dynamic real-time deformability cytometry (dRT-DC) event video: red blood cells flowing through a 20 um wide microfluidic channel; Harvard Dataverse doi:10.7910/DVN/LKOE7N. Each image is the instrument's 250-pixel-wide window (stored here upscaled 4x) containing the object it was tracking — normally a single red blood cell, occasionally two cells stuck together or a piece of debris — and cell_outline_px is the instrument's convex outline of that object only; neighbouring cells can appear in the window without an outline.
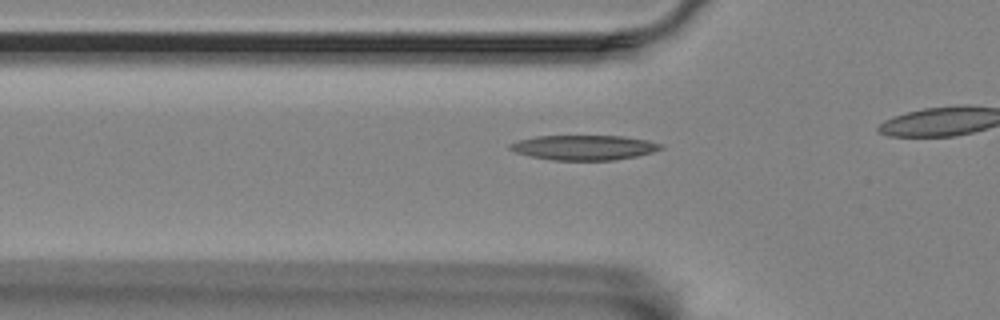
{"species": "Egyptian fruit bat (a non-hibernating species)", "species_latin": "Rousettus aegyptiacus", "temperature_condition": "room temperature", "stored_images_in_passage": 10, "camera_frame_rate_fps": 3000, "um_per_image_px": 0.085, "animal": {"sex": "female"}, "frame": {"image": 1, "passage_image": 4, "time_ms": 1.0, "image_size_px": [1000, 320], "cell_outline_px": [[664, 148], [652, 152], [636, 156], [616, 160], [552, 160], [532, 156], [516, 152], [508, 148], [508, 144], [516, 140], [536, 136], [624, 136], [648, 140], [664, 144]], "centroid_in_image_um": [49.66, 12.53], "position_along_channel_um": 76.1, "area_um2": 21.96}}
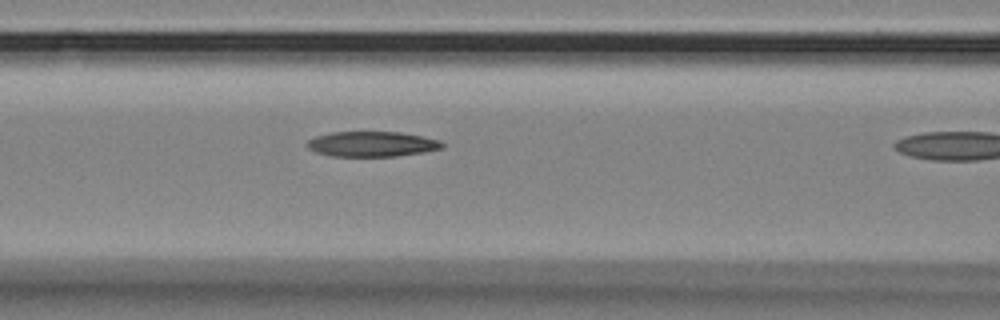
{"frame": {"image": 2, "passage_image": 9, "time_ms": 2.667, "image_size_px": [1000, 320], "cell_outline_px": [[444, 148], [424, 152], [396, 156], [332, 156], [316, 152], [308, 148], [308, 140], [316, 136], [332, 132], [400, 132], [424, 136], [440, 140], [444, 144]], "centroid_in_image_um": [31.66, 12.24], "position_along_channel_um": 134.9, "area_um2": 19.83}}